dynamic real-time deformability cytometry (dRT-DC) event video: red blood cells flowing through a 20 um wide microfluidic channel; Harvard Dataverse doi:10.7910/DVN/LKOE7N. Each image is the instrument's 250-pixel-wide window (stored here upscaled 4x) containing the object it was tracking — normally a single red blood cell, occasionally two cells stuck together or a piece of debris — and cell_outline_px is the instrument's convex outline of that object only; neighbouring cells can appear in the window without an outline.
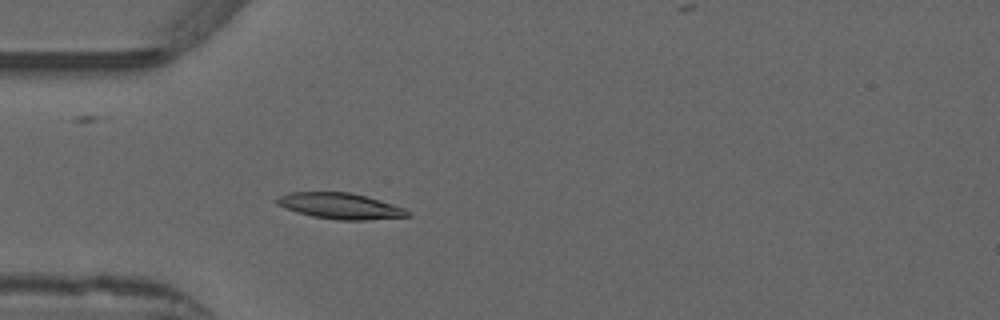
{"species": "common noctule bat (a hibernating species)", "species_latin": "Nyctalus noctula", "temperature_condition": "warm", "stored_images_in_passage": 53, "camera_frame_rate_fps": 3000, "um_per_image_px": 0.085, "animal": {"sex": "male", "forearm_length_mm": 52.5}, "frame": {"image": 1, "passage_image": 15, "time_ms": 4.667, "image_size_px": [1000, 320], "cell_outline_px": [[412, 216], [368, 220], [336, 220], [312, 216], [296, 212], [284, 208], [276, 204], [272, 200], [276, 196], [288, 192], [348, 192], [364, 196], [392, 204], [404, 208]], "centroid_in_image_um": [28.82, 17.51], "position_along_channel_um": 56.2, "area_um2": 19.88}}
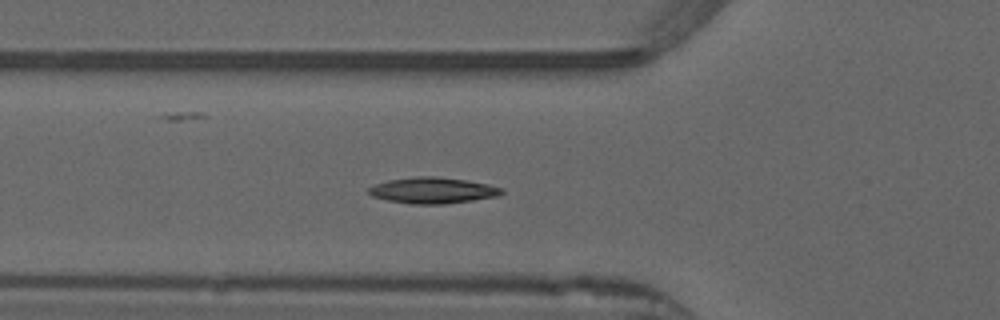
{"frame": {"image": 2, "passage_image": 18, "time_ms": 5.667, "image_size_px": [1000, 320], "cell_outline_px": [[504, 192], [496, 196], [448, 204], [412, 204], [388, 200], [372, 196], [368, 192], [368, 188], [376, 184], [388, 180], [416, 176], [436, 176], [464, 180], [488, 184], [504, 188]], "centroid_in_image_um": [36.79, 16.18], "position_along_channel_um": 89.0, "area_um2": 20.11}}
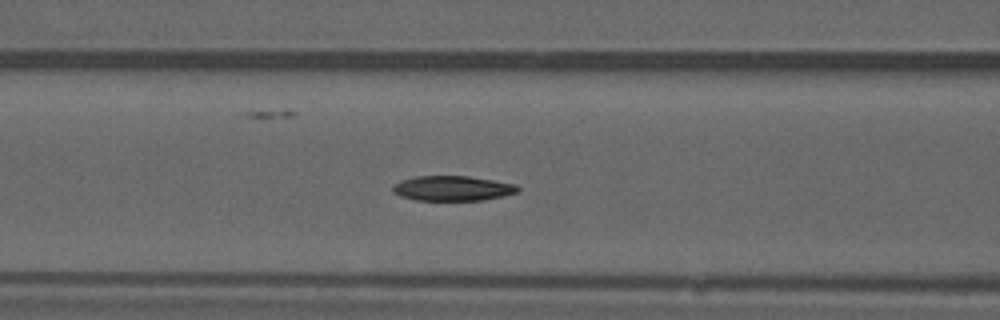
{"frame": {"image": 3, "passage_image": 21, "time_ms": 6.667, "image_size_px": [1000, 320], "cell_outline_px": [[520, 188], [516, 192], [504, 196], [484, 200], [416, 200], [400, 196], [392, 192], [392, 184], [400, 180], [412, 176], [468, 176], [516, 184]], "centroid_in_image_um": [38.41, 16.0], "position_along_channel_um": 128.2, "area_um2": 18.32}, "authors_computed_cell_mechanics": {"area_um2": 18.9584, "velocity_mm_per_s": 3.8699, "shape_relaxation_time_tau1_ms": 8.4529, "shape_relaxation_time_tau2_ms": 4.2583, "deformation_change_tau1": 0.2312, "deformation_change_tau2": 0.0813}}